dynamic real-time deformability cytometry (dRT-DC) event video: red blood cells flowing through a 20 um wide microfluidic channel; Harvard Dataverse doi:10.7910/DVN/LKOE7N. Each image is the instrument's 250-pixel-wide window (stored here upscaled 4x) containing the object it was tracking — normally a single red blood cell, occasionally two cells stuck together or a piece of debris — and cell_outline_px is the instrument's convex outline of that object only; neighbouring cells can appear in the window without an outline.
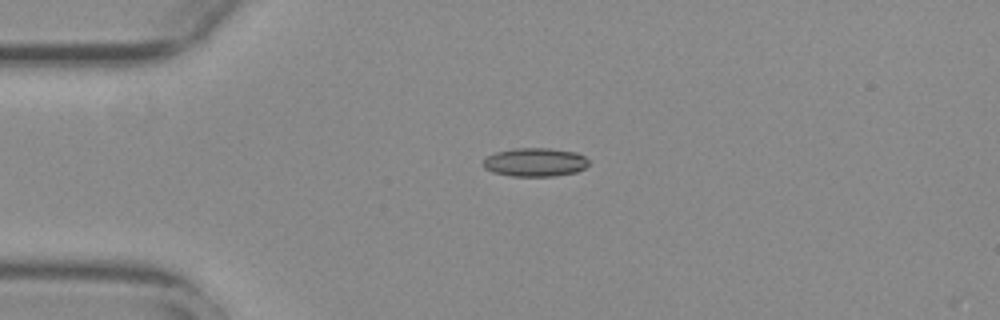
{"species": "common noctule bat (a hibernating species)", "species_latin": "Nyctalus noctula", "temperature_condition": "warm", "stored_images_in_passage": 31, "camera_frame_rate_fps": 3000, "um_per_image_px": 0.085, "animal": {"sex": "female", "body_mass_g": 29.2, "forearm_length_mm": 56.3}, "frame": {"image": 1, "passage_image": 1, "time_ms": 0.0, "image_size_px": [1000, 320], "cell_outline_px": [[588, 164], [584, 168], [576, 172], [556, 176], [512, 176], [492, 172], [484, 168], [484, 160], [488, 156], [496, 152], [512, 148], [548, 148], [576, 152], [584, 156], [588, 160]], "centroid_in_image_um": [45.48, 13.79], "position_along_channel_um": 39.5, "area_um2": 17.57}}
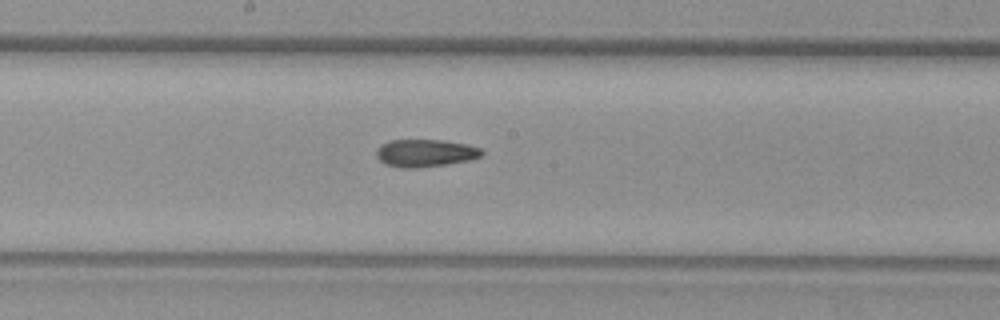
{"frame": {"image": 2, "passage_image": 17, "time_ms": 5.333, "image_size_px": [1000, 320], "cell_outline_px": [[484, 152], [480, 156], [468, 160], [444, 164], [416, 168], [400, 168], [388, 164], [380, 160], [376, 156], [376, 148], [380, 144], [388, 140], [444, 140], [464, 144], [480, 148]], "centroid_in_image_um": [36.09, 13.0], "position_along_channel_um": 212.1, "area_um2": 16.76}}
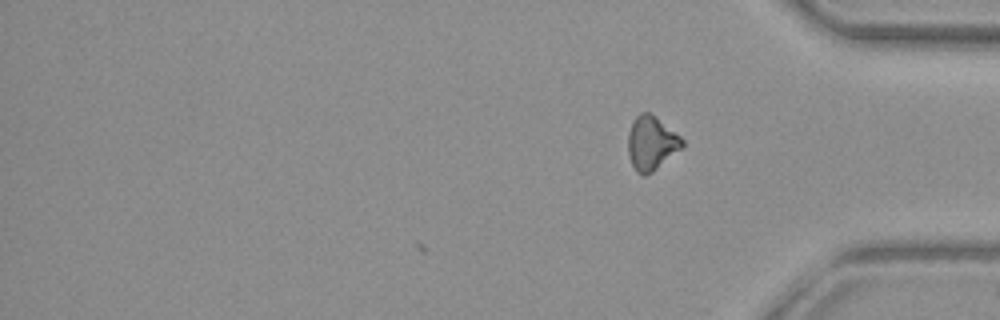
{"frame": {"image": 3, "passage_image": 31, "time_ms": 10.0, "image_size_px": [1000, 320], "cell_outline_px": [[684, 144], [680, 148], [652, 172], [644, 176], [636, 172], [632, 164], [628, 152], [628, 132], [636, 116], [640, 112], [648, 112], [680, 136], [684, 140]], "centroid_in_image_um": [55.33, 12.17], "position_along_channel_um": 379.9, "area_um2": 16.53}, "authors_computed_cell_mechanics": {"area_um2": 17.1088, "velocity_mm_per_s": 3.7854, "shape_relaxation_time_tau1_ms": null, "shape_relaxation_time_tau2_ms": 7.611, "deformation_change_tau1": null, "deformation_change_tau2": 0.1701}}